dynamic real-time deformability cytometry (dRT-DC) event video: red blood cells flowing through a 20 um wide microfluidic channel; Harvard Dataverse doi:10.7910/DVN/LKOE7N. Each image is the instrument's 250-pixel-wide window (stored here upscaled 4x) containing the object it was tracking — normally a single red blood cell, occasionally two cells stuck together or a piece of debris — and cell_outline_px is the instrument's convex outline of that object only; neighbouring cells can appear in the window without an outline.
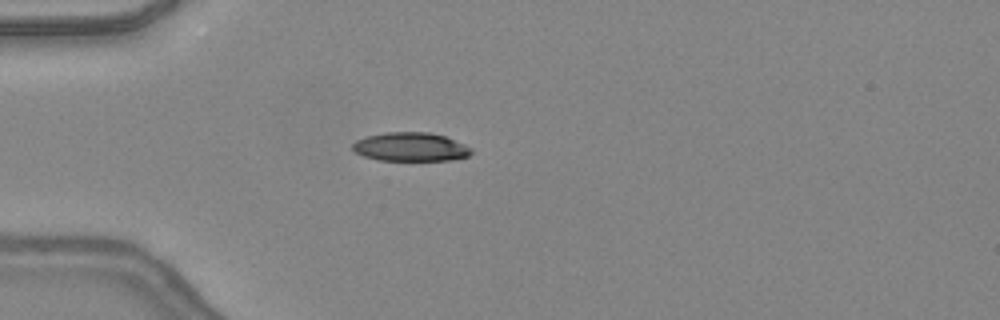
{"species": "common noctule bat (a hibernating species)", "species_latin": "Nyctalus noctula", "temperature_condition": "warm", "stored_images_in_passage": 34, "camera_frame_rate_fps": 3000, "um_per_image_px": 0.085, "animal": {"sex": "female", "body_mass_g": 24.6, "forearm_length_mm": 56.2}, "frame": {"image": 1, "passage_image": 1, "time_ms": 0.0, "image_size_px": [1000, 320], "cell_outline_px": [[472, 152], [468, 156], [452, 160], [380, 160], [364, 156], [356, 152], [352, 148], [352, 144], [356, 140], [368, 136], [384, 132], [428, 132], [444, 136], [464, 144], [472, 148]], "centroid_in_image_um": [34.9, 12.48], "position_along_channel_um": 50.1, "area_um2": 19.77}}
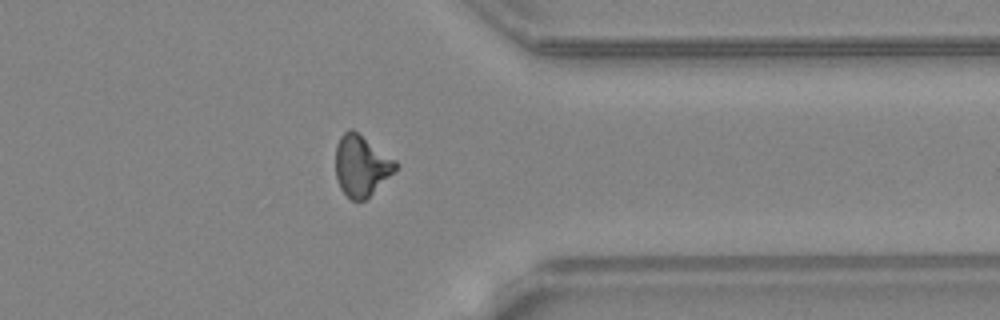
{"frame": {"image": 2, "passage_image": 25, "time_ms": 8.0, "image_size_px": [1000, 320], "cell_outline_px": [[400, 164], [364, 200], [352, 200], [340, 188], [336, 180], [336, 144], [340, 136], [348, 128], [352, 128], [396, 160]], "centroid_in_image_um": [30.68, 14.04], "position_along_channel_um": 380.7, "area_um2": 20.98}}
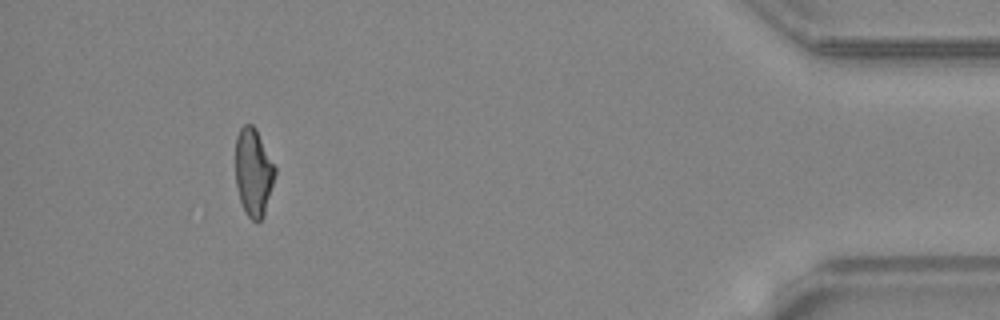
{"frame": {"image": 3, "passage_image": 31, "time_ms": 10.0, "image_size_px": [1000, 320], "cell_outline_px": [[276, 176], [264, 216], [256, 224], [244, 212], [240, 200], [236, 184], [236, 136], [240, 128], [244, 124], [252, 124], [256, 128], [276, 168]], "centroid_in_image_um": [21.55, 14.66], "position_along_channel_um": 413.6, "area_um2": 20.46}, "authors_computed_cell_mechanics": {"area_um2": 20.9525, "velocity_mm_per_s": 4.4116, "shape_relaxation_time_tau1_ms": null, "shape_relaxation_time_tau2_ms": 2.0435, "deformation_change_tau1": null, "deformation_change_tau2": 0.0928}}